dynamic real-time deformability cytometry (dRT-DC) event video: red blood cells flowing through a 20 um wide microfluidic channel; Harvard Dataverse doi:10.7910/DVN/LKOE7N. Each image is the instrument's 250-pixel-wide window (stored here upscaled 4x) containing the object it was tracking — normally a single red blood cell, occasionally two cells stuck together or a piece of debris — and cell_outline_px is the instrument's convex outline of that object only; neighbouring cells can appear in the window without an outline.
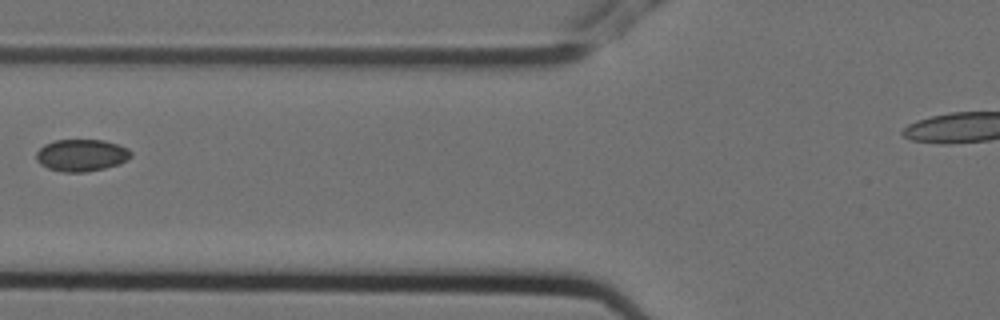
{"species": "Egyptian fruit bat (a non-hibernating species)", "species_latin": "Rousettus aegyptiacus", "temperature_condition": "cold", "stored_images_in_passage": 11, "segment_of_instrument_passage": [1, 2], "camera_frame_rate_fps": 3000, "um_per_image_px": 0.085, "animal": {"sex": "female"}, "frame": {"image": 1, "passage_image": 8, "time_ms": 2.333, "image_size_px": [1000, 320], "cell_outline_px": [[132, 156], [128, 160], [120, 164], [104, 168], [84, 172], [64, 172], [48, 168], [40, 164], [36, 160], [36, 152], [44, 144], [56, 140], [104, 140], [128, 148], [132, 152]], "centroid_in_image_um": [6.94, 13.19], "position_along_channel_um": 118.9, "area_um2": 17.74}}
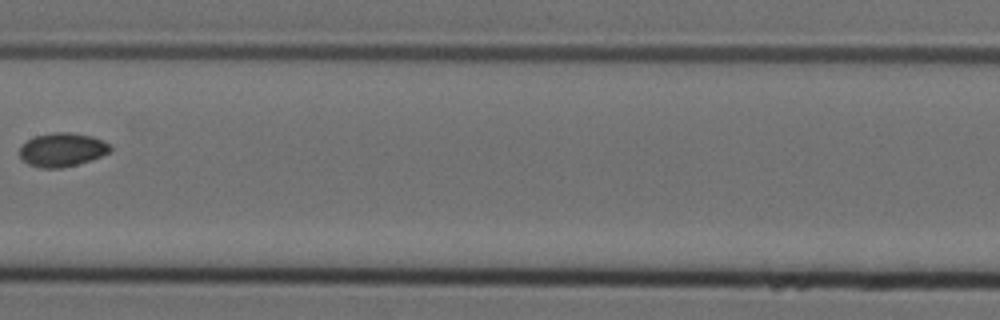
{"frame": {"image": 2, "passage_image": 10, "time_ms": 3.0, "image_size_px": [1000, 320], "cell_outline_px": [[112, 148], [108, 152], [92, 160], [60, 168], [40, 168], [28, 164], [20, 156], [20, 148], [28, 140], [36, 136], [52, 132], [68, 132], [92, 136], [112, 144]], "centroid_in_image_um": [5.31, 12.72], "position_along_channel_um": 202.1, "area_um2": 17.69}}